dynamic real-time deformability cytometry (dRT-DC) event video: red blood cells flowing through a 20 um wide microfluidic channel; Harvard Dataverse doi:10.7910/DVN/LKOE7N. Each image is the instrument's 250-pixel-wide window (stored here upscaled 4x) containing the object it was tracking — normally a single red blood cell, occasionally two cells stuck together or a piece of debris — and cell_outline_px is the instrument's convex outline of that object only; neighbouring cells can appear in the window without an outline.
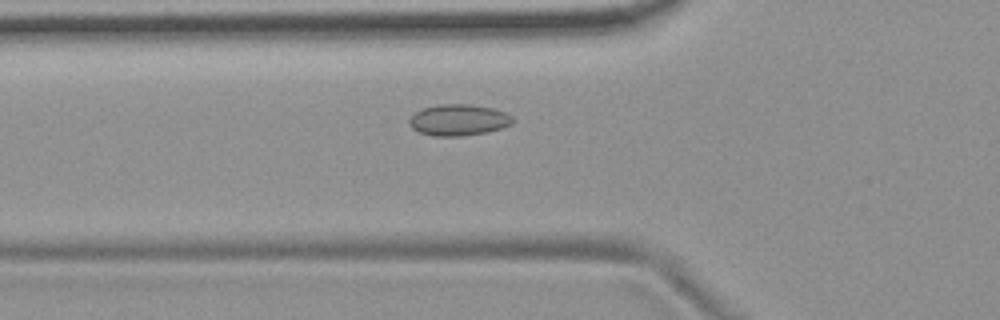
{"species": "common noctule bat (a hibernating species)", "species_latin": "Nyctalus noctula", "temperature_condition": "room temperature", "stored_images_in_passage": 50, "camera_frame_rate_fps": 3000, "um_per_image_px": 0.085, "animal": {"sex": "female", "body_mass_g": 19.9}, "frame": {"image": 1, "passage_image": 15, "time_ms": 4.667, "image_size_px": [1000, 320], "cell_outline_px": [[512, 124], [488, 132], [460, 136], [432, 136], [420, 132], [412, 128], [408, 124], [408, 120], [416, 112], [424, 108], [440, 104], [468, 104], [492, 108], [504, 112], [512, 116]], "centroid_in_image_um": [38.96, 10.2], "position_along_channel_um": 86.8, "area_um2": 18.73}}
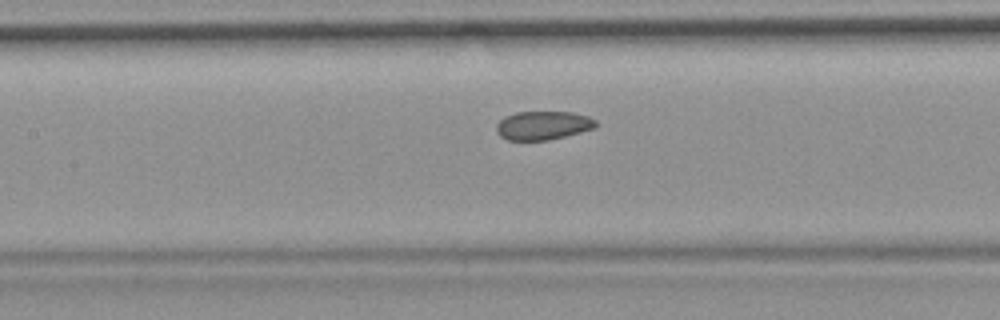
{"frame": {"image": 2, "passage_image": 21, "time_ms": 6.667, "image_size_px": [1000, 320], "cell_outline_px": [[596, 128], [548, 140], [508, 140], [500, 136], [496, 132], [496, 124], [504, 116], [516, 112], [572, 112], [588, 116], [596, 120]], "centroid_in_image_um": [46.14, 10.65], "position_along_channel_um": 161.3, "area_um2": 16.65}}
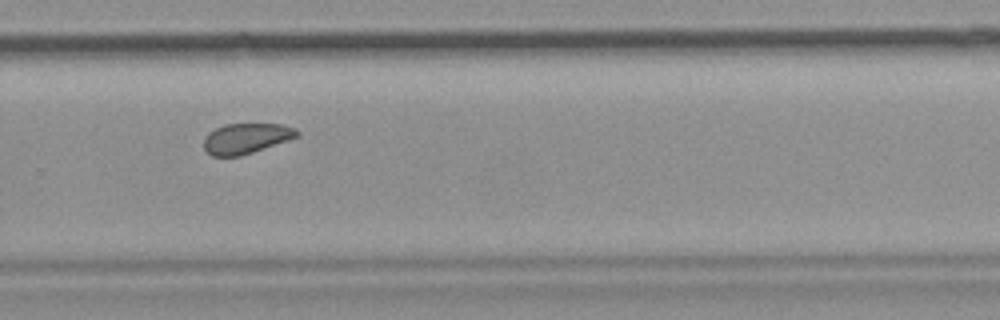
{"frame": {"image": 3, "passage_image": 33, "time_ms": 10.667, "image_size_px": [1000, 320], "cell_outline_px": [[300, 132], [296, 136], [288, 140], [240, 156], [212, 156], [204, 148], [204, 136], [208, 132], [224, 124], [280, 124], [296, 128]], "centroid_in_image_um": [20.89, 11.75], "position_along_channel_um": 308.9, "area_um2": 16.36}, "authors_computed_cell_mechanics": {"area_um2": 17.7157, "velocity_mm_per_s": 3.7069, "shape_relaxation_time_tau1_ms": null, "shape_relaxation_time_tau2_ms": 3.2473, "deformation_change_tau1": null, "deformation_change_tau2": 0.0755}}